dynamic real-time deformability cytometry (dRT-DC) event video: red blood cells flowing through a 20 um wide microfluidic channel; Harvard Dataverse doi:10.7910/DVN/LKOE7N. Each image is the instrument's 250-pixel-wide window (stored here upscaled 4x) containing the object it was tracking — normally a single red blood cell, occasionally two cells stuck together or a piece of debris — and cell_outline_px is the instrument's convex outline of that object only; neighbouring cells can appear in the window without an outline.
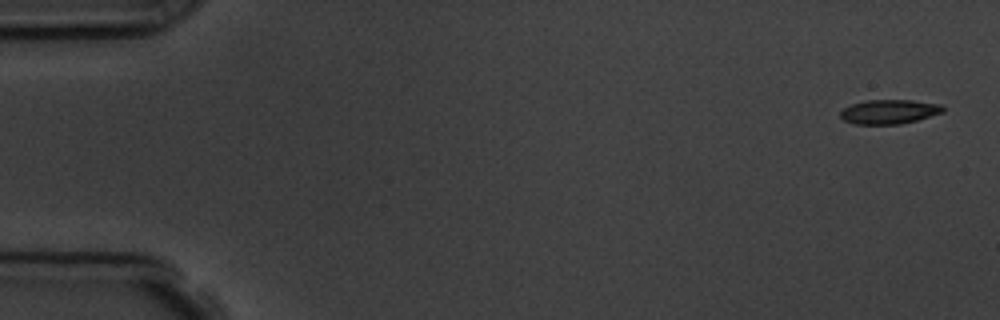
{"species": "common noctule bat (a hibernating species)", "species_latin": "Nyctalus noctula", "temperature_condition": "room temperature", "stored_images_in_passage": 5, "camera_frame_rate_fps": 3000, "um_per_image_px": 0.085, "animal": {"sex": "male", "body_mass_g": 19.5, "forearm_length_mm": 54.6}, "frame": {"image": 1, "passage_image": 1, "time_ms": 0.0, "image_size_px": [1000, 320], "cell_outline_px": [[944, 112], [916, 120], [900, 124], [852, 124], [844, 120], [840, 116], [840, 112], [844, 108], [852, 104], [864, 100], [912, 100], [940, 104], [944, 108]], "centroid_in_image_um": [75.56, 9.49], "position_along_channel_um": 9.4, "area_um2": 14.51}}
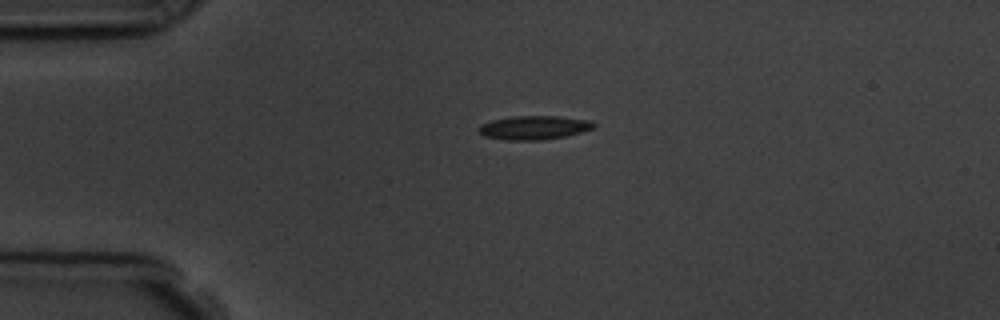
{"frame": {"image": 2, "passage_image": 4, "time_ms": 3.667, "image_size_px": [1000, 320], "cell_outline_px": [[596, 124], [592, 128], [580, 132], [564, 136], [540, 140], [504, 140], [484, 136], [480, 132], [480, 124], [492, 120], [512, 116], [560, 116], [588, 120]], "centroid_in_image_um": [45.36, 10.84], "position_along_channel_um": 39.6, "area_um2": 15.78}}